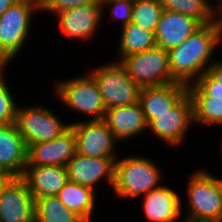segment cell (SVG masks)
<instances>
[{
	"instance_id": "cell-1",
	"label": "cell",
	"mask_w": 222,
	"mask_h": 222,
	"mask_svg": "<svg viewBox=\"0 0 222 222\" xmlns=\"http://www.w3.org/2000/svg\"><path fill=\"white\" fill-rule=\"evenodd\" d=\"M220 41L222 27L212 22L202 25L183 43L170 49L168 55L172 78L186 85L194 83L216 60L212 55Z\"/></svg>"
},
{
	"instance_id": "cell-2",
	"label": "cell",
	"mask_w": 222,
	"mask_h": 222,
	"mask_svg": "<svg viewBox=\"0 0 222 222\" xmlns=\"http://www.w3.org/2000/svg\"><path fill=\"white\" fill-rule=\"evenodd\" d=\"M162 174L160 166L145 156L118 157L111 189L121 199L144 196L162 186Z\"/></svg>"
},
{
	"instance_id": "cell-3",
	"label": "cell",
	"mask_w": 222,
	"mask_h": 222,
	"mask_svg": "<svg viewBox=\"0 0 222 222\" xmlns=\"http://www.w3.org/2000/svg\"><path fill=\"white\" fill-rule=\"evenodd\" d=\"M187 185V203L183 222H222V194L215 176L209 171L197 170Z\"/></svg>"
},
{
	"instance_id": "cell-4",
	"label": "cell",
	"mask_w": 222,
	"mask_h": 222,
	"mask_svg": "<svg viewBox=\"0 0 222 222\" xmlns=\"http://www.w3.org/2000/svg\"><path fill=\"white\" fill-rule=\"evenodd\" d=\"M38 0H19L0 16V65H9L25 46Z\"/></svg>"
},
{
	"instance_id": "cell-5",
	"label": "cell",
	"mask_w": 222,
	"mask_h": 222,
	"mask_svg": "<svg viewBox=\"0 0 222 222\" xmlns=\"http://www.w3.org/2000/svg\"><path fill=\"white\" fill-rule=\"evenodd\" d=\"M55 85L54 94L61 99L67 109L88 116L89 120H102L106 107L103 103L99 87L95 79L89 74L72 77L69 80H60Z\"/></svg>"
},
{
	"instance_id": "cell-6",
	"label": "cell",
	"mask_w": 222,
	"mask_h": 222,
	"mask_svg": "<svg viewBox=\"0 0 222 222\" xmlns=\"http://www.w3.org/2000/svg\"><path fill=\"white\" fill-rule=\"evenodd\" d=\"M118 62L140 88L176 82L171 76L168 51L159 46L122 57Z\"/></svg>"
},
{
	"instance_id": "cell-7",
	"label": "cell",
	"mask_w": 222,
	"mask_h": 222,
	"mask_svg": "<svg viewBox=\"0 0 222 222\" xmlns=\"http://www.w3.org/2000/svg\"><path fill=\"white\" fill-rule=\"evenodd\" d=\"M94 69L89 74L99 87L106 109L138 102L141 88L128 76L119 62L111 61Z\"/></svg>"
},
{
	"instance_id": "cell-8",
	"label": "cell",
	"mask_w": 222,
	"mask_h": 222,
	"mask_svg": "<svg viewBox=\"0 0 222 222\" xmlns=\"http://www.w3.org/2000/svg\"><path fill=\"white\" fill-rule=\"evenodd\" d=\"M57 115L42 105H18L15 123L27 147L55 139L70 127Z\"/></svg>"
},
{
	"instance_id": "cell-9",
	"label": "cell",
	"mask_w": 222,
	"mask_h": 222,
	"mask_svg": "<svg viewBox=\"0 0 222 222\" xmlns=\"http://www.w3.org/2000/svg\"><path fill=\"white\" fill-rule=\"evenodd\" d=\"M76 137V153L93 158H118L117 142L105 121L83 120L70 123Z\"/></svg>"
},
{
	"instance_id": "cell-10",
	"label": "cell",
	"mask_w": 222,
	"mask_h": 222,
	"mask_svg": "<svg viewBox=\"0 0 222 222\" xmlns=\"http://www.w3.org/2000/svg\"><path fill=\"white\" fill-rule=\"evenodd\" d=\"M194 125L193 103L187 93L171 110L161 115H156L149 125L148 130L171 147L182 145Z\"/></svg>"
},
{
	"instance_id": "cell-11",
	"label": "cell",
	"mask_w": 222,
	"mask_h": 222,
	"mask_svg": "<svg viewBox=\"0 0 222 222\" xmlns=\"http://www.w3.org/2000/svg\"><path fill=\"white\" fill-rule=\"evenodd\" d=\"M63 36L70 39L90 41L101 27L103 7L101 3H90L63 10L55 15Z\"/></svg>"
},
{
	"instance_id": "cell-12",
	"label": "cell",
	"mask_w": 222,
	"mask_h": 222,
	"mask_svg": "<svg viewBox=\"0 0 222 222\" xmlns=\"http://www.w3.org/2000/svg\"><path fill=\"white\" fill-rule=\"evenodd\" d=\"M35 199L22 177H10L0 191V222H35Z\"/></svg>"
},
{
	"instance_id": "cell-13",
	"label": "cell",
	"mask_w": 222,
	"mask_h": 222,
	"mask_svg": "<svg viewBox=\"0 0 222 222\" xmlns=\"http://www.w3.org/2000/svg\"><path fill=\"white\" fill-rule=\"evenodd\" d=\"M75 153L76 137L73 129L69 127L55 139L29 145L26 166L66 167Z\"/></svg>"
},
{
	"instance_id": "cell-14",
	"label": "cell",
	"mask_w": 222,
	"mask_h": 222,
	"mask_svg": "<svg viewBox=\"0 0 222 222\" xmlns=\"http://www.w3.org/2000/svg\"><path fill=\"white\" fill-rule=\"evenodd\" d=\"M117 158H93L79 153L68 162V180L97 190L99 181L105 180L110 187L114 184L115 161Z\"/></svg>"
},
{
	"instance_id": "cell-15",
	"label": "cell",
	"mask_w": 222,
	"mask_h": 222,
	"mask_svg": "<svg viewBox=\"0 0 222 222\" xmlns=\"http://www.w3.org/2000/svg\"><path fill=\"white\" fill-rule=\"evenodd\" d=\"M28 147L16 123L0 125V170L10 177H22L27 165Z\"/></svg>"
},
{
	"instance_id": "cell-16",
	"label": "cell",
	"mask_w": 222,
	"mask_h": 222,
	"mask_svg": "<svg viewBox=\"0 0 222 222\" xmlns=\"http://www.w3.org/2000/svg\"><path fill=\"white\" fill-rule=\"evenodd\" d=\"M186 94L187 85L179 82L141 88L138 102L148 125L156 119V115L171 110Z\"/></svg>"
},
{
	"instance_id": "cell-17",
	"label": "cell",
	"mask_w": 222,
	"mask_h": 222,
	"mask_svg": "<svg viewBox=\"0 0 222 222\" xmlns=\"http://www.w3.org/2000/svg\"><path fill=\"white\" fill-rule=\"evenodd\" d=\"M103 120L121 143L141 135L148 129V122L139 102L128 106L108 108Z\"/></svg>"
},
{
	"instance_id": "cell-18",
	"label": "cell",
	"mask_w": 222,
	"mask_h": 222,
	"mask_svg": "<svg viewBox=\"0 0 222 222\" xmlns=\"http://www.w3.org/2000/svg\"><path fill=\"white\" fill-rule=\"evenodd\" d=\"M201 26L190 16L164 10L154 32L156 46L169 51L183 43Z\"/></svg>"
},
{
	"instance_id": "cell-19",
	"label": "cell",
	"mask_w": 222,
	"mask_h": 222,
	"mask_svg": "<svg viewBox=\"0 0 222 222\" xmlns=\"http://www.w3.org/2000/svg\"><path fill=\"white\" fill-rule=\"evenodd\" d=\"M143 212L149 222H176L182 218L183 203L174 189L162 185L143 196ZM181 216V217H180Z\"/></svg>"
},
{
	"instance_id": "cell-20",
	"label": "cell",
	"mask_w": 222,
	"mask_h": 222,
	"mask_svg": "<svg viewBox=\"0 0 222 222\" xmlns=\"http://www.w3.org/2000/svg\"><path fill=\"white\" fill-rule=\"evenodd\" d=\"M22 178L33 198L56 196L68 182L67 168L62 166H26Z\"/></svg>"
},
{
	"instance_id": "cell-21",
	"label": "cell",
	"mask_w": 222,
	"mask_h": 222,
	"mask_svg": "<svg viewBox=\"0 0 222 222\" xmlns=\"http://www.w3.org/2000/svg\"><path fill=\"white\" fill-rule=\"evenodd\" d=\"M96 191L90 187L75 182H68L56 195L58 199L71 211H74L85 222H92L96 205Z\"/></svg>"
},
{
	"instance_id": "cell-22",
	"label": "cell",
	"mask_w": 222,
	"mask_h": 222,
	"mask_svg": "<svg viewBox=\"0 0 222 222\" xmlns=\"http://www.w3.org/2000/svg\"><path fill=\"white\" fill-rule=\"evenodd\" d=\"M119 41V57L115 61L118 62L122 57H126L135 53H141L156 46L154 32L143 28L133 22L121 27Z\"/></svg>"
},
{
	"instance_id": "cell-23",
	"label": "cell",
	"mask_w": 222,
	"mask_h": 222,
	"mask_svg": "<svg viewBox=\"0 0 222 222\" xmlns=\"http://www.w3.org/2000/svg\"><path fill=\"white\" fill-rule=\"evenodd\" d=\"M35 222H85L74 211L69 210L57 196L35 199Z\"/></svg>"
},
{
	"instance_id": "cell-24",
	"label": "cell",
	"mask_w": 222,
	"mask_h": 222,
	"mask_svg": "<svg viewBox=\"0 0 222 222\" xmlns=\"http://www.w3.org/2000/svg\"><path fill=\"white\" fill-rule=\"evenodd\" d=\"M190 97L222 98V60H215L194 83L187 85Z\"/></svg>"
},
{
	"instance_id": "cell-25",
	"label": "cell",
	"mask_w": 222,
	"mask_h": 222,
	"mask_svg": "<svg viewBox=\"0 0 222 222\" xmlns=\"http://www.w3.org/2000/svg\"><path fill=\"white\" fill-rule=\"evenodd\" d=\"M164 10L177 12L196 19L201 25L210 24L212 19L211 0H159Z\"/></svg>"
},
{
	"instance_id": "cell-26",
	"label": "cell",
	"mask_w": 222,
	"mask_h": 222,
	"mask_svg": "<svg viewBox=\"0 0 222 222\" xmlns=\"http://www.w3.org/2000/svg\"><path fill=\"white\" fill-rule=\"evenodd\" d=\"M194 125H222V98L191 97Z\"/></svg>"
},
{
	"instance_id": "cell-27",
	"label": "cell",
	"mask_w": 222,
	"mask_h": 222,
	"mask_svg": "<svg viewBox=\"0 0 222 222\" xmlns=\"http://www.w3.org/2000/svg\"><path fill=\"white\" fill-rule=\"evenodd\" d=\"M163 11L159 0H134L131 22L155 32Z\"/></svg>"
},
{
	"instance_id": "cell-28",
	"label": "cell",
	"mask_w": 222,
	"mask_h": 222,
	"mask_svg": "<svg viewBox=\"0 0 222 222\" xmlns=\"http://www.w3.org/2000/svg\"><path fill=\"white\" fill-rule=\"evenodd\" d=\"M9 65H0V125L16 122L18 105L12 90L5 78V68Z\"/></svg>"
},
{
	"instance_id": "cell-29",
	"label": "cell",
	"mask_w": 222,
	"mask_h": 222,
	"mask_svg": "<svg viewBox=\"0 0 222 222\" xmlns=\"http://www.w3.org/2000/svg\"><path fill=\"white\" fill-rule=\"evenodd\" d=\"M134 0H113L101 1L103 7V14L105 15V7L109 6L111 18L114 17L115 21H121V27L127 25L132 20V6Z\"/></svg>"
},
{
	"instance_id": "cell-30",
	"label": "cell",
	"mask_w": 222,
	"mask_h": 222,
	"mask_svg": "<svg viewBox=\"0 0 222 222\" xmlns=\"http://www.w3.org/2000/svg\"><path fill=\"white\" fill-rule=\"evenodd\" d=\"M90 3H101L100 0H41L40 9L43 12L57 13L73 8L80 5L90 4Z\"/></svg>"
},
{
	"instance_id": "cell-31",
	"label": "cell",
	"mask_w": 222,
	"mask_h": 222,
	"mask_svg": "<svg viewBox=\"0 0 222 222\" xmlns=\"http://www.w3.org/2000/svg\"><path fill=\"white\" fill-rule=\"evenodd\" d=\"M212 19L213 22L222 27V0H218L217 5L212 4Z\"/></svg>"
},
{
	"instance_id": "cell-32",
	"label": "cell",
	"mask_w": 222,
	"mask_h": 222,
	"mask_svg": "<svg viewBox=\"0 0 222 222\" xmlns=\"http://www.w3.org/2000/svg\"><path fill=\"white\" fill-rule=\"evenodd\" d=\"M19 0H0V16L12 5Z\"/></svg>"
},
{
	"instance_id": "cell-33",
	"label": "cell",
	"mask_w": 222,
	"mask_h": 222,
	"mask_svg": "<svg viewBox=\"0 0 222 222\" xmlns=\"http://www.w3.org/2000/svg\"><path fill=\"white\" fill-rule=\"evenodd\" d=\"M9 178L10 176L8 174H0V191Z\"/></svg>"
},
{
	"instance_id": "cell-34",
	"label": "cell",
	"mask_w": 222,
	"mask_h": 222,
	"mask_svg": "<svg viewBox=\"0 0 222 222\" xmlns=\"http://www.w3.org/2000/svg\"><path fill=\"white\" fill-rule=\"evenodd\" d=\"M217 182L219 184L220 190H221V194H222V178L216 177Z\"/></svg>"
},
{
	"instance_id": "cell-35",
	"label": "cell",
	"mask_w": 222,
	"mask_h": 222,
	"mask_svg": "<svg viewBox=\"0 0 222 222\" xmlns=\"http://www.w3.org/2000/svg\"><path fill=\"white\" fill-rule=\"evenodd\" d=\"M0 174H7V173L0 170Z\"/></svg>"
}]
</instances>
